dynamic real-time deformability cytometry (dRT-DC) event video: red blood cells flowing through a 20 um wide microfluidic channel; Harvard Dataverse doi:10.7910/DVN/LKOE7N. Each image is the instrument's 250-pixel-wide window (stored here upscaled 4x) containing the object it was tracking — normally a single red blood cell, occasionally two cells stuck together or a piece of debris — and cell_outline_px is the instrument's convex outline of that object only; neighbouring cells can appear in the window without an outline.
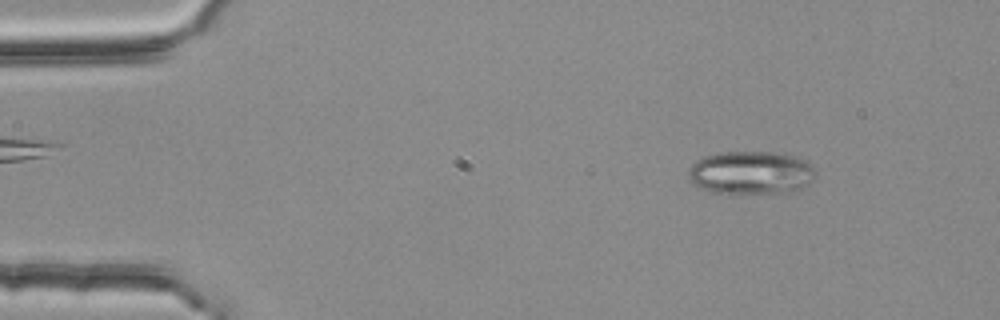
{"species": "common noctule bat (a hibernating species)", "species_latin": "Nyctalus noctula", "temperature_condition": "room temperature", "stored_images_in_passage": 3, "camera_frame_rate_fps": 3000, "um_per_image_px": 0.085, "animal": {"sex": "female", "body_mass_g": 25.1}, "frame": {"image": 1, "passage_image": 1, "time_ms": 0.0, "image_size_px": [1000, 320], "cell_outline_px": [[816, 176], [808, 184], [800, 188], [788, 192], [712, 192], [700, 188], [692, 184], [688, 180], [688, 168], [696, 160], [704, 156], [720, 152], [772, 152], [792, 156], [812, 164], [816, 168]], "centroid_in_image_um": [63.8, 14.66], "position_along_channel_um": 21.2, "area_um2": 31.85}}